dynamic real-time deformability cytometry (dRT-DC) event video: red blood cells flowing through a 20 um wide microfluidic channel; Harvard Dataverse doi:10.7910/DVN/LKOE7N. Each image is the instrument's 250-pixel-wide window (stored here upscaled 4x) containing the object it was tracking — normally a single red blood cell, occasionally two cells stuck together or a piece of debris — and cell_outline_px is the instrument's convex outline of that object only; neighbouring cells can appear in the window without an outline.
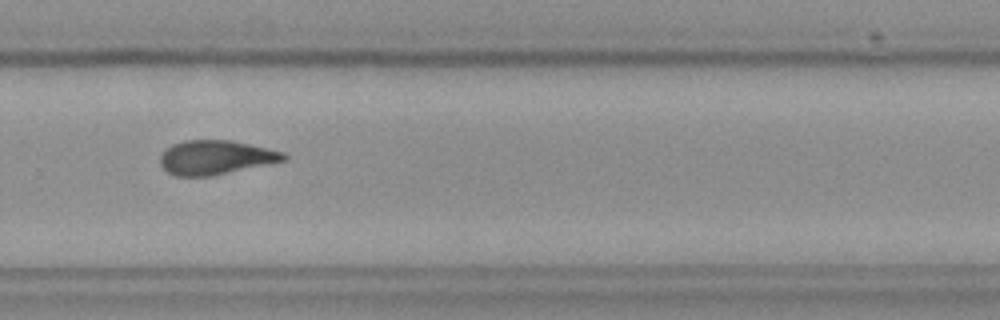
{"species": "Egyptian fruit bat (a non-hibernating species)", "species_latin": "Rousettus aegyptiacus", "temperature_condition": "cold", "stored_images_in_passage": 17, "camera_frame_rate_fps": 3000, "um_per_image_px": 0.085, "frame": {"image": 1, "passage_image": 12, "time_ms": 13.667, "image_size_px": [1000, 320], "cell_outline_px": [[288, 160], [212, 176], [176, 176], [168, 172], [160, 164], [160, 156], [172, 144], [184, 140], [232, 140], [268, 148], [284, 152], [288, 156]], "centroid_in_image_um": [18.37, 13.38], "position_along_channel_um": 311.4, "area_um2": 24.68}}
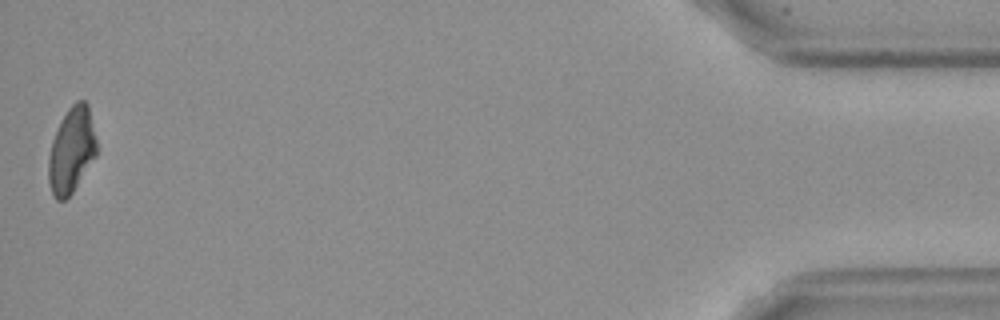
{"frame": {"image": 2, "passage_image": 17, "time_ms": 19.333, "image_size_px": [1000, 320], "cell_outline_px": [[96, 156], [72, 192], [64, 200], [56, 200], [52, 196], [48, 180], [48, 156], [52, 140], [60, 120], [68, 108], [76, 100], [84, 100], [88, 104], [96, 140]], "centroid_in_image_um": [6.06, 12.76], "position_along_channel_um": 429.1, "area_um2": 24.04}, "authors_computed_cell_mechanics": {"area_um2": 23.7558, "velocity_mm_per_s": 3.5578, "shape_relaxation_time_tau1_ms": null, "shape_relaxation_time_tau2_ms": 5.2029, "deformation_change_tau1": null, "deformation_change_tau2": 0.1115}}